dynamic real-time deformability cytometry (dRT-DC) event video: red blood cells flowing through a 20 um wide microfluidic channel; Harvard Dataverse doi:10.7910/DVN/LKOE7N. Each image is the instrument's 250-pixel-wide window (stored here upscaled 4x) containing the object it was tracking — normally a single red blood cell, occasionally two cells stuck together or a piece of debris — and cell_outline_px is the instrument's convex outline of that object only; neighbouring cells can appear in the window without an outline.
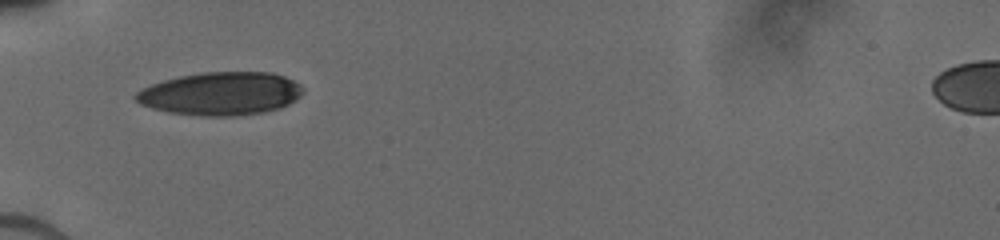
{"species": "human", "species_latin": "Homo sapiens", "temperature_condition": "cold", "stored_images_in_passage": 4, "camera_frame_rate_fps": 3000, "um_per_image_px": 0.085, "donor": {"sex": "male"}, "frame": {"image": 1, "passage_image": 1, "time_ms": 0.0, "image_size_px": [1000, 240], "cell_outline_px": [[304, 92], [296, 100], [280, 108], [264, 112], [236, 116], [200, 116], [168, 112], [152, 108], [140, 104], [132, 96], [136, 92], [152, 84], [164, 80], [180, 76], [204, 72], [272, 72], [284, 76], [300, 84], [304, 88]], "centroid_in_image_um": [18.78, 7.96], "position_along_channel_um": 66.2, "area_um2": 42.19}}
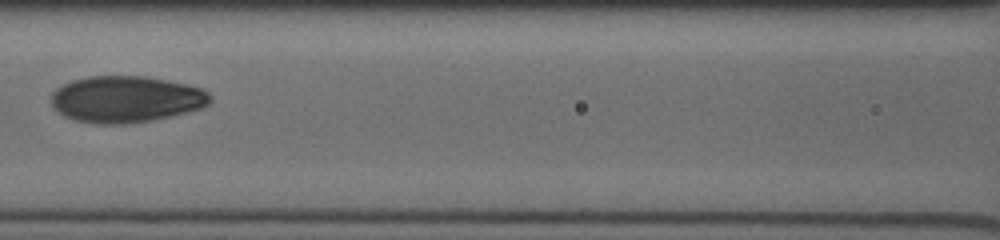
{"frame": {"image": 2, "passage_image": 3, "time_ms": 2.333, "image_size_px": [1000, 240], "cell_outline_px": [[212, 100], [208, 104], [200, 108], [152, 120], [124, 124], [96, 124], [72, 120], [64, 116], [52, 108], [52, 92], [56, 88], [72, 80], [88, 76], [144, 76], [184, 84], [200, 88], [208, 92], [212, 96]], "centroid_in_image_um": [10.66, 8.44], "position_along_channel_um": 155.9, "area_um2": 43.0}}
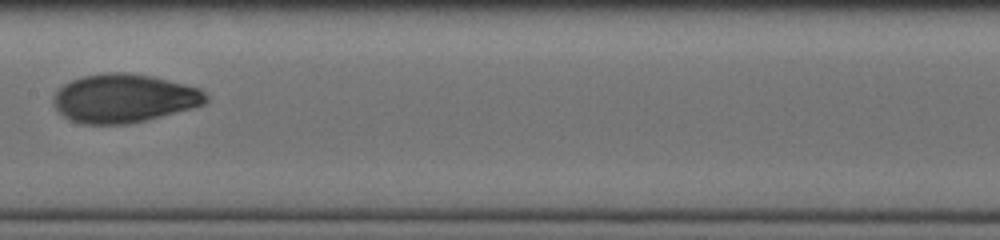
{"frame": {"image": 3, "passage_image": 4, "time_ms": 3.333, "image_size_px": [1000, 240], "cell_outline_px": [[208, 100], [204, 104], [192, 108], [128, 124], [80, 124], [64, 116], [52, 104], [52, 96], [64, 84], [72, 80], [84, 76], [104, 72], [124, 72], [152, 76], [200, 88], [208, 96]], "centroid_in_image_um": [10.52, 8.35], "position_along_channel_um": 196.9, "area_um2": 43.06}}